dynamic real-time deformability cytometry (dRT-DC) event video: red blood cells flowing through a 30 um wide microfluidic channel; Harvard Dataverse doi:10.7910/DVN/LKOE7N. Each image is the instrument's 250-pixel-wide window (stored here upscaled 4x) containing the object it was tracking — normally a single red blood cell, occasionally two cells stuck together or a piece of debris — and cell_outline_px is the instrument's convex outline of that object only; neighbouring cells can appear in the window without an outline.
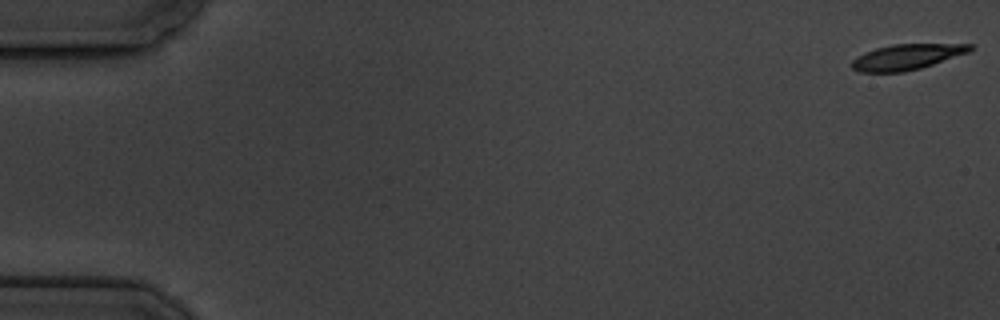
{"species": "common noctule bat (a hibernating species)", "species_latin": "Nyctalus noctula", "temperature_condition": "cold", "stored_images_in_passage": 6, "camera_frame_rate_fps": 3000, "um_per_image_px": 0.085, "animal": {"sex": "male", "body_mass_g": 19.5, "forearm_length_mm": 54.6}, "frame": {"image": 1, "passage_image": 1, "time_ms": 0.0, "image_size_px": [1000, 320], "cell_outline_px": [[976, 48], [968, 52], [920, 68], [904, 72], [860, 72], [852, 68], [852, 60], [856, 56], [864, 52], [876, 48], [892, 44], [972, 44]], "centroid_in_image_um": [77.05, 4.83], "position_along_channel_um": 7.9, "area_um2": 17.51}}